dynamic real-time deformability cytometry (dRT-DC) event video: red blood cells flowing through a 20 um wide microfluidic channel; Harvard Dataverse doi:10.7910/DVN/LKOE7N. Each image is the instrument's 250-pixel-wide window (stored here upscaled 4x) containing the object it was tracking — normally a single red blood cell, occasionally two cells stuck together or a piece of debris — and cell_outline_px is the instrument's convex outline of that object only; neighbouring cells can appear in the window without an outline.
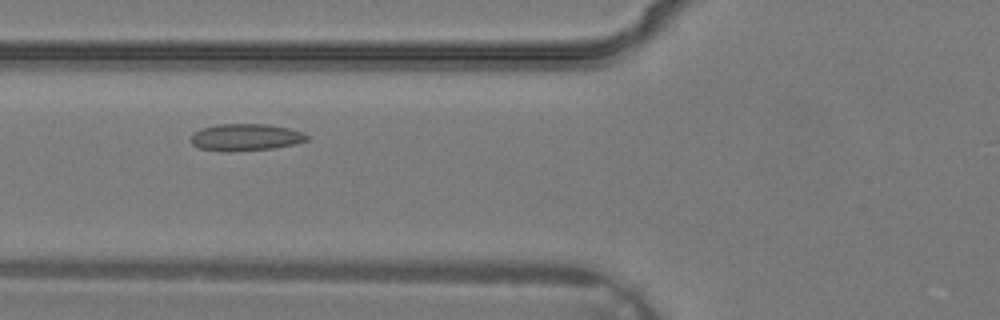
{"species": "common noctule bat (a hibernating species)", "species_latin": "Nyctalus noctula", "temperature_condition": "warm", "stored_images_in_passage": 12, "camera_frame_rate_fps": 3000, "um_per_image_px": 0.085, "animal": {"sex": "male", "body_mass_g": 19.2, "forearm_length_mm": 51.8}, "frame": {"image": 1, "passage_image": 5, "time_ms": 1.333, "image_size_px": [1000, 320], "cell_outline_px": [[312, 136], [308, 140], [296, 144], [272, 148], [200, 148], [192, 144], [192, 136], [200, 128], [216, 124], [268, 124], [288, 128], [304, 132]], "centroid_in_image_um": [21.01, 11.6], "position_along_channel_um": 104.8, "area_um2": 17.28}}
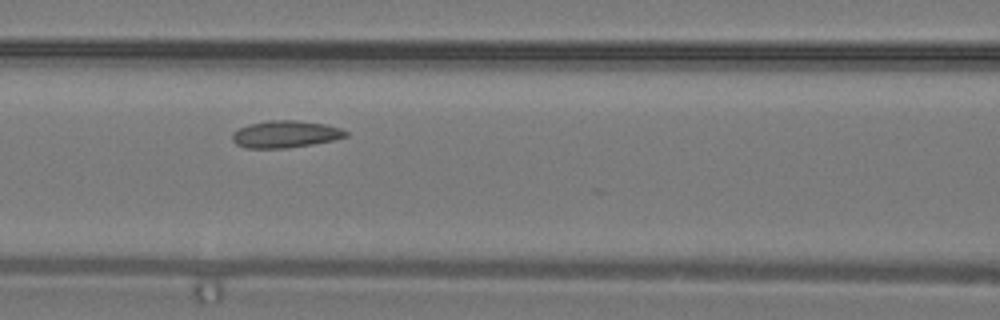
{"frame": {"image": 2, "passage_image": 7, "time_ms": 2.0, "image_size_px": [1000, 320], "cell_outline_px": [[348, 136], [332, 140], [312, 144], [288, 148], [248, 148], [236, 144], [232, 140], [232, 132], [248, 124], [268, 120], [296, 120], [324, 124], [340, 128], [348, 132]], "centroid_in_image_um": [24.24, 11.4], "position_along_channel_um": 142.4, "area_um2": 17.86}}
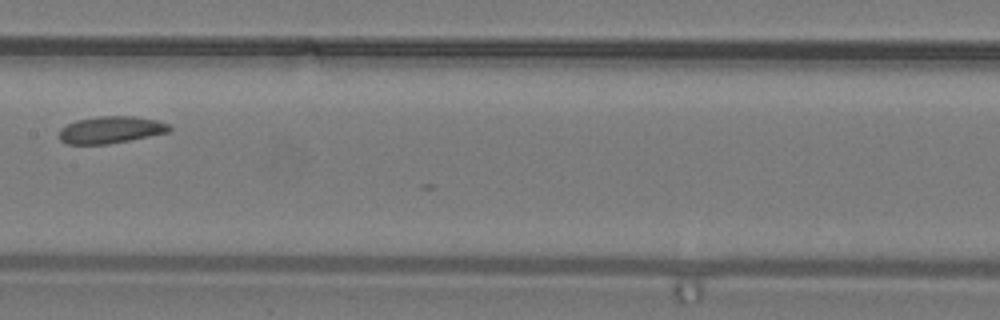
{"frame": {"image": 3, "passage_image": 10, "time_ms": 3.0, "image_size_px": [1000, 320], "cell_outline_px": [[172, 128], [168, 132], [108, 144], [68, 144], [60, 140], [60, 128], [76, 120], [100, 116], [136, 116], [156, 120], [168, 124]], "centroid_in_image_um": [9.41, 11.03], "position_along_channel_um": 198.0, "area_um2": 17.17}}